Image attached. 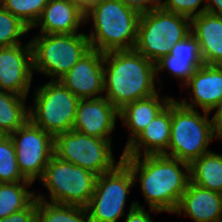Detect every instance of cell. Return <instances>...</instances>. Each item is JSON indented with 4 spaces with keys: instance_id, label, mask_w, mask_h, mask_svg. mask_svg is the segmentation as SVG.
<instances>
[{
    "instance_id": "1",
    "label": "cell",
    "mask_w": 222,
    "mask_h": 222,
    "mask_svg": "<svg viewBox=\"0 0 222 222\" xmlns=\"http://www.w3.org/2000/svg\"><path fill=\"white\" fill-rule=\"evenodd\" d=\"M135 185L140 184L144 203L162 213L173 214L190 182V164L164 154L122 157Z\"/></svg>"
},
{
    "instance_id": "2",
    "label": "cell",
    "mask_w": 222,
    "mask_h": 222,
    "mask_svg": "<svg viewBox=\"0 0 222 222\" xmlns=\"http://www.w3.org/2000/svg\"><path fill=\"white\" fill-rule=\"evenodd\" d=\"M104 97L119 111L160 91L155 63L135 49L103 54Z\"/></svg>"
},
{
    "instance_id": "3",
    "label": "cell",
    "mask_w": 222,
    "mask_h": 222,
    "mask_svg": "<svg viewBox=\"0 0 222 222\" xmlns=\"http://www.w3.org/2000/svg\"><path fill=\"white\" fill-rule=\"evenodd\" d=\"M140 13L121 0H97L85 12L91 49L102 53L134 49Z\"/></svg>"
},
{
    "instance_id": "4",
    "label": "cell",
    "mask_w": 222,
    "mask_h": 222,
    "mask_svg": "<svg viewBox=\"0 0 222 222\" xmlns=\"http://www.w3.org/2000/svg\"><path fill=\"white\" fill-rule=\"evenodd\" d=\"M203 113V114H202ZM211 113L184 107L178 99L171 101V130L167 152L169 157L191 164L210 150L217 140Z\"/></svg>"
},
{
    "instance_id": "5",
    "label": "cell",
    "mask_w": 222,
    "mask_h": 222,
    "mask_svg": "<svg viewBox=\"0 0 222 222\" xmlns=\"http://www.w3.org/2000/svg\"><path fill=\"white\" fill-rule=\"evenodd\" d=\"M33 72L48 80H60L90 50L85 32L77 34H33Z\"/></svg>"
},
{
    "instance_id": "6",
    "label": "cell",
    "mask_w": 222,
    "mask_h": 222,
    "mask_svg": "<svg viewBox=\"0 0 222 222\" xmlns=\"http://www.w3.org/2000/svg\"><path fill=\"white\" fill-rule=\"evenodd\" d=\"M190 34V18L160 6L140 15L134 49L156 63Z\"/></svg>"
},
{
    "instance_id": "7",
    "label": "cell",
    "mask_w": 222,
    "mask_h": 222,
    "mask_svg": "<svg viewBox=\"0 0 222 222\" xmlns=\"http://www.w3.org/2000/svg\"><path fill=\"white\" fill-rule=\"evenodd\" d=\"M96 179L93 172L53 155L38 180L48 195L35 193V197L46 202L86 208L94 193Z\"/></svg>"
},
{
    "instance_id": "8",
    "label": "cell",
    "mask_w": 222,
    "mask_h": 222,
    "mask_svg": "<svg viewBox=\"0 0 222 222\" xmlns=\"http://www.w3.org/2000/svg\"><path fill=\"white\" fill-rule=\"evenodd\" d=\"M34 87L29 119L53 137L73 128L79 98L59 80Z\"/></svg>"
},
{
    "instance_id": "9",
    "label": "cell",
    "mask_w": 222,
    "mask_h": 222,
    "mask_svg": "<svg viewBox=\"0 0 222 222\" xmlns=\"http://www.w3.org/2000/svg\"><path fill=\"white\" fill-rule=\"evenodd\" d=\"M112 143L71 129L54 137V155L100 176L122 161L123 153L116 160Z\"/></svg>"
},
{
    "instance_id": "10",
    "label": "cell",
    "mask_w": 222,
    "mask_h": 222,
    "mask_svg": "<svg viewBox=\"0 0 222 222\" xmlns=\"http://www.w3.org/2000/svg\"><path fill=\"white\" fill-rule=\"evenodd\" d=\"M130 168L121 161L113 170L97 176L94 193L87 205L89 222H121L132 188Z\"/></svg>"
},
{
    "instance_id": "11",
    "label": "cell",
    "mask_w": 222,
    "mask_h": 222,
    "mask_svg": "<svg viewBox=\"0 0 222 222\" xmlns=\"http://www.w3.org/2000/svg\"><path fill=\"white\" fill-rule=\"evenodd\" d=\"M14 143L18 167L22 175L35 183L54 155V137L28 119L9 135Z\"/></svg>"
},
{
    "instance_id": "12",
    "label": "cell",
    "mask_w": 222,
    "mask_h": 222,
    "mask_svg": "<svg viewBox=\"0 0 222 222\" xmlns=\"http://www.w3.org/2000/svg\"><path fill=\"white\" fill-rule=\"evenodd\" d=\"M33 75L30 40L26 44L0 48V91L29 97Z\"/></svg>"
},
{
    "instance_id": "13",
    "label": "cell",
    "mask_w": 222,
    "mask_h": 222,
    "mask_svg": "<svg viewBox=\"0 0 222 222\" xmlns=\"http://www.w3.org/2000/svg\"><path fill=\"white\" fill-rule=\"evenodd\" d=\"M186 89L188 97L178 100L184 107L213 113L222 103V66L203 64L180 90Z\"/></svg>"
},
{
    "instance_id": "14",
    "label": "cell",
    "mask_w": 222,
    "mask_h": 222,
    "mask_svg": "<svg viewBox=\"0 0 222 222\" xmlns=\"http://www.w3.org/2000/svg\"><path fill=\"white\" fill-rule=\"evenodd\" d=\"M103 54L91 49L59 81L79 99L104 97Z\"/></svg>"
},
{
    "instance_id": "15",
    "label": "cell",
    "mask_w": 222,
    "mask_h": 222,
    "mask_svg": "<svg viewBox=\"0 0 222 222\" xmlns=\"http://www.w3.org/2000/svg\"><path fill=\"white\" fill-rule=\"evenodd\" d=\"M119 111L106 97L80 99L77 105L73 130L100 139H113Z\"/></svg>"
},
{
    "instance_id": "16",
    "label": "cell",
    "mask_w": 222,
    "mask_h": 222,
    "mask_svg": "<svg viewBox=\"0 0 222 222\" xmlns=\"http://www.w3.org/2000/svg\"><path fill=\"white\" fill-rule=\"evenodd\" d=\"M85 26V12L78 6L66 0H49L30 31L37 28V34H77L84 32Z\"/></svg>"
},
{
    "instance_id": "17",
    "label": "cell",
    "mask_w": 222,
    "mask_h": 222,
    "mask_svg": "<svg viewBox=\"0 0 222 222\" xmlns=\"http://www.w3.org/2000/svg\"><path fill=\"white\" fill-rule=\"evenodd\" d=\"M173 214L193 222H222V194L190 181Z\"/></svg>"
},
{
    "instance_id": "18",
    "label": "cell",
    "mask_w": 222,
    "mask_h": 222,
    "mask_svg": "<svg viewBox=\"0 0 222 222\" xmlns=\"http://www.w3.org/2000/svg\"><path fill=\"white\" fill-rule=\"evenodd\" d=\"M171 130V102L122 151V157L160 155L167 152Z\"/></svg>"
},
{
    "instance_id": "19",
    "label": "cell",
    "mask_w": 222,
    "mask_h": 222,
    "mask_svg": "<svg viewBox=\"0 0 222 222\" xmlns=\"http://www.w3.org/2000/svg\"><path fill=\"white\" fill-rule=\"evenodd\" d=\"M158 93L125 105L119 110V120L129 131L124 149L147 127V125L161 112L173 99V96H162Z\"/></svg>"
},
{
    "instance_id": "20",
    "label": "cell",
    "mask_w": 222,
    "mask_h": 222,
    "mask_svg": "<svg viewBox=\"0 0 222 222\" xmlns=\"http://www.w3.org/2000/svg\"><path fill=\"white\" fill-rule=\"evenodd\" d=\"M191 33L198 39L203 63L222 66V16L204 12L191 18Z\"/></svg>"
},
{
    "instance_id": "21",
    "label": "cell",
    "mask_w": 222,
    "mask_h": 222,
    "mask_svg": "<svg viewBox=\"0 0 222 222\" xmlns=\"http://www.w3.org/2000/svg\"><path fill=\"white\" fill-rule=\"evenodd\" d=\"M190 181L222 194V153L209 151L190 164Z\"/></svg>"
},
{
    "instance_id": "22",
    "label": "cell",
    "mask_w": 222,
    "mask_h": 222,
    "mask_svg": "<svg viewBox=\"0 0 222 222\" xmlns=\"http://www.w3.org/2000/svg\"><path fill=\"white\" fill-rule=\"evenodd\" d=\"M29 97L0 91V131L10 135L29 119Z\"/></svg>"
},
{
    "instance_id": "23",
    "label": "cell",
    "mask_w": 222,
    "mask_h": 222,
    "mask_svg": "<svg viewBox=\"0 0 222 222\" xmlns=\"http://www.w3.org/2000/svg\"><path fill=\"white\" fill-rule=\"evenodd\" d=\"M32 181L0 183V219L25 209L36 197Z\"/></svg>"
},
{
    "instance_id": "24",
    "label": "cell",
    "mask_w": 222,
    "mask_h": 222,
    "mask_svg": "<svg viewBox=\"0 0 222 222\" xmlns=\"http://www.w3.org/2000/svg\"><path fill=\"white\" fill-rule=\"evenodd\" d=\"M36 222H89L87 208L37 199Z\"/></svg>"
},
{
    "instance_id": "25",
    "label": "cell",
    "mask_w": 222,
    "mask_h": 222,
    "mask_svg": "<svg viewBox=\"0 0 222 222\" xmlns=\"http://www.w3.org/2000/svg\"><path fill=\"white\" fill-rule=\"evenodd\" d=\"M203 64V60L174 58V56L171 54L162 57L155 63L156 79L160 89L164 84V81H162L160 78H162V75L166 72V74L178 80L179 86H181L180 88L182 89L183 86L190 80V77L194 74V72Z\"/></svg>"
},
{
    "instance_id": "26",
    "label": "cell",
    "mask_w": 222,
    "mask_h": 222,
    "mask_svg": "<svg viewBox=\"0 0 222 222\" xmlns=\"http://www.w3.org/2000/svg\"><path fill=\"white\" fill-rule=\"evenodd\" d=\"M29 33L30 28L0 4V48L26 43L23 37Z\"/></svg>"
},
{
    "instance_id": "27",
    "label": "cell",
    "mask_w": 222,
    "mask_h": 222,
    "mask_svg": "<svg viewBox=\"0 0 222 222\" xmlns=\"http://www.w3.org/2000/svg\"><path fill=\"white\" fill-rule=\"evenodd\" d=\"M27 180L19 170L14 143L9 135L0 138V183H15Z\"/></svg>"
},
{
    "instance_id": "28",
    "label": "cell",
    "mask_w": 222,
    "mask_h": 222,
    "mask_svg": "<svg viewBox=\"0 0 222 222\" xmlns=\"http://www.w3.org/2000/svg\"><path fill=\"white\" fill-rule=\"evenodd\" d=\"M49 0H0V4L30 29L40 18Z\"/></svg>"
},
{
    "instance_id": "29",
    "label": "cell",
    "mask_w": 222,
    "mask_h": 222,
    "mask_svg": "<svg viewBox=\"0 0 222 222\" xmlns=\"http://www.w3.org/2000/svg\"><path fill=\"white\" fill-rule=\"evenodd\" d=\"M207 0H164L160 5L164 10L193 18L206 12Z\"/></svg>"
},
{
    "instance_id": "30",
    "label": "cell",
    "mask_w": 222,
    "mask_h": 222,
    "mask_svg": "<svg viewBox=\"0 0 222 222\" xmlns=\"http://www.w3.org/2000/svg\"><path fill=\"white\" fill-rule=\"evenodd\" d=\"M170 54L174 58L188 60H202V53L198 39L191 33L184 40L176 43Z\"/></svg>"
},
{
    "instance_id": "31",
    "label": "cell",
    "mask_w": 222,
    "mask_h": 222,
    "mask_svg": "<svg viewBox=\"0 0 222 222\" xmlns=\"http://www.w3.org/2000/svg\"><path fill=\"white\" fill-rule=\"evenodd\" d=\"M128 209L127 214L124 216V222H156L149 212H153L155 215L162 213L161 211L153 208L146 210L145 206L140 204L137 200H132Z\"/></svg>"
},
{
    "instance_id": "32",
    "label": "cell",
    "mask_w": 222,
    "mask_h": 222,
    "mask_svg": "<svg viewBox=\"0 0 222 222\" xmlns=\"http://www.w3.org/2000/svg\"><path fill=\"white\" fill-rule=\"evenodd\" d=\"M37 199L35 198L25 209L0 219V222H36Z\"/></svg>"
},
{
    "instance_id": "33",
    "label": "cell",
    "mask_w": 222,
    "mask_h": 222,
    "mask_svg": "<svg viewBox=\"0 0 222 222\" xmlns=\"http://www.w3.org/2000/svg\"><path fill=\"white\" fill-rule=\"evenodd\" d=\"M127 7L132 8L140 14L160 7L156 0H121Z\"/></svg>"
},
{
    "instance_id": "34",
    "label": "cell",
    "mask_w": 222,
    "mask_h": 222,
    "mask_svg": "<svg viewBox=\"0 0 222 222\" xmlns=\"http://www.w3.org/2000/svg\"><path fill=\"white\" fill-rule=\"evenodd\" d=\"M213 122L215 135L218 138L222 134V103L213 112Z\"/></svg>"
},
{
    "instance_id": "35",
    "label": "cell",
    "mask_w": 222,
    "mask_h": 222,
    "mask_svg": "<svg viewBox=\"0 0 222 222\" xmlns=\"http://www.w3.org/2000/svg\"><path fill=\"white\" fill-rule=\"evenodd\" d=\"M206 12L222 16V0H207Z\"/></svg>"
},
{
    "instance_id": "36",
    "label": "cell",
    "mask_w": 222,
    "mask_h": 222,
    "mask_svg": "<svg viewBox=\"0 0 222 222\" xmlns=\"http://www.w3.org/2000/svg\"><path fill=\"white\" fill-rule=\"evenodd\" d=\"M69 3L75 4L84 12H86L89 8V0H66Z\"/></svg>"
},
{
    "instance_id": "37",
    "label": "cell",
    "mask_w": 222,
    "mask_h": 222,
    "mask_svg": "<svg viewBox=\"0 0 222 222\" xmlns=\"http://www.w3.org/2000/svg\"><path fill=\"white\" fill-rule=\"evenodd\" d=\"M97 0H89V6Z\"/></svg>"
},
{
    "instance_id": "38",
    "label": "cell",
    "mask_w": 222,
    "mask_h": 222,
    "mask_svg": "<svg viewBox=\"0 0 222 222\" xmlns=\"http://www.w3.org/2000/svg\"><path fill=\"white\" fill-rule=\"evenodd\" d=\"M219 140H222V134L217 138V142H219Z\"/></svg>"
},
{
    "instance_id": "39",
    "label": "cell",
    "mask_w": 222,
    "mask_h": 222,
    "mask_svg": "<svg viewBox=\"0 0 222 222\" xmlns=\"http://www.w3.org/2000/svg\"><path fill=\"white\" fill-rule=\"evenodd\" d=\"M156 1L161 5L164 0H156Z\"/></svg>"
},
{
    "instance_id": "40",
    "label": "cell",
    "mask_w": 222,
    "mask_h": 222,
    "mask_svg": "<svg viewBox=\"0 0 222 222\" xmlns=\"http://www.w3.org/2000/svg\"><path fill=\"white\" fill-rule=\"evenodd\" d=\"M2 136H4V134L0 131V138H1Z\"/></svg>"
}]
</instances>
